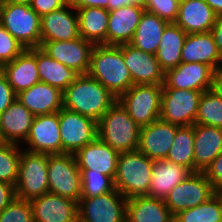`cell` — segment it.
<instances>
[{
    "mask_svg": "<svg viewBox=\"0 0 222 222\" xmlns=\"http://www.w3.org/2000/svg\"><path fill=\"white\" fill-rule=\"evenodd\" d=\"M140 126L117 101L97 122V138L120 152L138 148Z\"/></svg>",
    "mask_w": 222,
    "mask_h": 222,
    "instance_id": "cell-4",
    "label": "cell"
},
{
    "mask_svg": "<svg viewBox=\"0 0 222 222\" xmlns=\"http://www.w3.org/2000/svg\"><path fill=\"white\" fill-rule=\"evenodd\" d=\"M217 15L204 0H180L176 24L187 34L210 32Z\"/></svg>",
    "mask_w": 222,
    "mask_h": 222,
    "instance_id": "cell-27",
    "label": "cell"
},
{
    "mask_svg": "<svg viewBox=\"0 0 222 222\" xmlns=\"http://www.w3.org/2000/svg\"><path fill=\"white\" fill-rule=\"evenodd\" d=\"M24 50V46L0 24V68L13 61Z\"/></svg>",
    "mask_w": 222,
    "mask_h": 222,
    "instance_id": "cell-40",
    "label": "cell"
},
{
    "mask_svg": "<svg viewBox=\"0 0 222 222\" xmlns=\"http://www.w3.org/2000/svg\"><path fill=\"white\" fill-rule=\"evenodd\" d=\"M0 222H33L29 200L15 198L0 212Z\"/></svg>",
    "mask_w": 222,
    "mask_h": 222,
    "instance_id": "cell-39",
    "label": "cell"
},
{
    "mask_svg": "<svg viewBox=\"0 0 222 222\" xmlns=\"http://www.w3.org/2000/svg\"><path fill=\"white\" fill-rule=\"evenodd\" d=\"M80 38L77 11L68 3L41 17V41Z\"/></svg>",
    "mask_w": 222,
    "mask_h": 222,
    "instance_id": "cell-20",
    "label": "cell"
},
{
    "mask_svg": "<svg viewBox=\"0 0 222 222\" xmlns=\"http://www.w3.org/2000/svg\"><path fill=\"white\" fill-rule=\"evenodd\" d=\"M195 124L222 128V97L215 89L202 93Z\"/></svg>",
    "mask_w": 222,
    "mask_h": 222,
    "instance_id": "cell-36",
    "label": "cell"
},
{
    "mask_svg": "<svg viewBox=\"0 0 222 222\" xmlns=\"http://www.w3.org/2000/svg\"><path fill=\"white\" fill-rule=\"evenodd\" d=\"M17 95L40 82L37 68V48L25 49L13 61L0 68Z\"/></svg>",
    "mask_w": 222,
    "mask_h": 222,
    "instance_id": "cell-21",
    "label": "cell"
},
{
    "mask_svg": "<svg viewBox=\"0 0 222 222\" xmlns=\"http://www.w3.org/2000/svg\"><path fill=\"white\" fill-rule=\"evenodd\" d=\"M87 74L117 98L134 85L123 52L115 45H95Z\"/></svg>",
    "mask_w": 222,
    "mask_h": 222,
    "instance_id": "cell-2",
    "label": "cell"
},
{
    "mask_svg": "<svg viewBox=\"0 0 222 222\" xmlns=\"http://www.w3.org/2000/svg\"><path fill=\"white\" fill-rule=\"evenodd\" d=\"M79 170H92L109 176L113 181L117 172L119 152L96 138L75 154Z\"/></svg>",
    "mask_w": 222,
    "mask_h": 222,
    "instance_id": "cell-19",
    "label": "cell"
},
{
    "mask_svg": "<svg viewBox=\"0 0 222 222\" xmlns=\"http://www.w3.org/2000/svg\"><path fill=\"white\" fill-rule=\"evenodd\" d=\"M183 63L197 62L222 73V60L211 32L187 34L181 50Z\"/></svg>",
    "mask_w": 222,
    "mask_h": 222,
    "instance_id": "cell-24",
    "label": "cell"
},
{
    "mask_svg": "<svg viewBox=\"0 0 222 222\" xmlns=\"http://www.w3.org/2000/svg\"><path fill=\"white\" fill-rule=\"evenodd\" d=\"M202 93L197 90L163 88L159 118L178 126L194 125Z\"/></svg>",
    "mask_w": 222,
    "mask_h": 222,
    "instance_id": "cell-9",
    "label": "cell"
},
{
    "mask_svg": "<svg viewBox=\"0 0 222 222\" xmlns=\"http://www.w3.org/2000/svg\"><path fill=\"white\" fill-rule=\"evenodd\" d=\"M8 0H0V4L7 2Z\"/></svg>",
    "mask_w": 222,
    "mask_h": 222,
    "instance_id": "cell-53",
    "label": "cell"
},
{
    "mask_svg": "<svg viewBox=\"0 0 222 222\" xmlns=\"http://www.w3.org/2000/svg\"><path fill=\"white\" fill-rule=\"evenodd\" d=\"M62 154H75L97 138V122L78 112L62 108L59 111Z\"/></svg>",
    "mask_w": 222,
    "mask_h": 222,
    "instance_id": "cell-12",
    "label": "cell"
},
{
    "mask_svg": "<svg viewBox=\"0 0 222 222\" xmlns=\"http://www.w3.org/2000/svg\"><path fill=\"white\" fill-rule=\"evenodd\" d=\"M16 96L5 75L0 70V114L10 106Z\"/></svg>",
    "mask_w": 222,
    "mask_h": 222,
    "instance_id": "cell-44",
    "label": "cell"
},
{
    "mask_svg": "<svg viewBox=\"0 0 222 222\" xmlns=\"http://www.w3.org/2000/svg\"><path fill=\"white\" fill-rule=\"evenodd\" d=\"M175 222H222V196L216 193L208 201L179 212Z\"/></svg>",
    "mask_w": 222,
    "mask_h": 222,
    "instance_id": "cell-35",
    "label": "cell"
},
{
    "mask_svg": "<svg viewBox=\"0 0 222 222\" xmlns=\"http://www.w3.org/2000/svg\"><path fill=\"white\" fill-rule=\"evenodd\" d=\"M178 127L160 118L141 126L137 150L152 160L166 159Z\"/></svg>",
    "mask_w": 222,
    "mask_h": 222,
    "instance_id": "cell-16",
    "label": "cell"
},
{
    "mask_svg": "<svg viewBox=\"0 0 222 222\" xmlns=\"http://www.w3.org/2000/svg\"><path fill=\"white\" fill-rule=\"evenodd\" d=\"M48 154L21 151L18 178L15 185L17 198L30 200L49 192Z\"/></svg>",
    "mask_w": 222,
    "mask_h": 222,
    "instance_id": "cell-7",
    "label": "cell"
},
{
    "mask_svg": "<svg viewBox=\"0 0 222 222\" xmlns=\"http://www.w3.org/2000/svg\"><path fill=\"white\" fill-rule=\"evenodd\" d=\"M37 68L40 82L47 83L63 92L81 74L64 64L54 60L37 48Z\"/></svg>",
    "mask_w": 222,
    "mask_h": 222,
    "instance_id": "cell-33",
    "label": "cell"
},
{
    "mask_svg": "<svg viewBox=\"0 0 222 222\" xmlns=\"http://www.w3.org/2000/svg\"><path fill=\"white\" fill-rule=\"evenodd\" d=\"M33 0H8L7 2L15 4H28L30 5Z\"/></svg>",
    "mask_w": 222,
    "mask_h": 222,
    "instance_id": "cell-52",
    "label": "cell"
},
{
    "mask_svg": "<svg viewBox=\"0 0 222 222\" xmlns=\"http://www.w3.org/2000/svg\"><path fill=\"white\" fill-rule=\"evenodd\" d=\"M123 52V60L134 85L164 84L165 72L161 69L154 54L136 49L130 44L118 45Z\"/></svg>",
    "mask_w": 222,
    "mask_h": 222,
    "instance_id": "cell-17",
    "label": "cell"
},
{
    "mask_svg": "<svg viewBox=\"0 0 222 222\" xmlns=\"http://www.w3.org/2000/svg\"><path fill=\"white\" fill-rule=\"evenodd\" d=\"M108 1L109 0H68V3L75 10L85 7H98L108 11Z\"/></svg>",
    "mask_w": 222,
    "mask_h": 222,
    "instance_id": "cell-46",
    "label": "cell"
},
{
    "mask_svg": "<svg viewBox=\"0 0 222 222\" xmlns=\"http://www.w3.org/2000/svg\"><path fill=\"white\" fill-rule=\"evenodd\" d=\"M120 7H123L122 0H109L108 1V11H113Z\"/></svg>",
    "mask_w": 222,
    "mask_h": 222,
    "instance_id": "cell-51",
    "label": "cell"
},
{
    "mask_svg": "<svg viewBox=\"0 0 222 222\" xmlns=\"http://www.w3.org/2000/svg\"><path fill=\"white\" fill-rule=\"evenodd\" d=\"M163 85H132L117 101L141 127L159 119Z\"/></svg>",
    "mask_w": 222,
    "mask_h": 222,
    "instance_id": "cell-6",
    "label": "cell"
},
{
    "mask_svg": "<svg viewBox=\"0 0 222 222\" xmlns=\"http://www.w3.org/2000/svg\"><path fill=\"white\" fill-rule=\"evenodd\" d=\"M63 92L43 82L21 91L16 98L34 115L59 112L63 108Z\"/></svg>",
    "mask_w": 222,
    "mask_h": 222,
    "instance_id": "cell-26",
    "label": "cell"
},
{
    "mask_svg": "<svg viewBox=\"0 0 222 222\" xmlns=\"http://www.w3.org/2000/svg\"><path fill=\"white\" fill-rule=\"evenodd\" d=\"M214 11L217 17H222V0H204Z\"/></svg>",
    "mask_w": 222,
    "mask_h": 222,
    "instance_id": "cell-48",
    "label": "cell"
},
{
    "mask_svg": "<svg viewBox=\"0 0 222 222\" xmlns=\"http://www.w3.org/2000/svg\"><path fill=\"white\" fill-rule=\"evenodd\" d=\"M191 173L184 166L167 159L154 160L148 196L165 200L169 192Z\"/></svg>",
    "mask_w": 222,
    "mask_h": 222,
    "instance_id": "cell-28",
    "label": "cell"
},
{
    "mask_svg": "<svg viewBox=\"0 0 222 222\" xmlns=\"http://www.w3.org/2000/svg\"><path fill=\"white\" fill-rule=\"evenodd\" d=\"M63 107L96 122L116 102L117 97L88 74H81L63 91Z\"/></svg>",
    "mask_w": 222,
    "mask_h": 222,
    "instance_id": "cell-1",
    "label": "cell"
},
{
    "mask_svg": "<svg viewBox=\"0 0 222 222\" xmlns=\"http://www.w3.org/2000/svg\"><path fill=\"white\" fill-rule=\"evenodd\" d=\"M180 0H148L145 10L156 14L168 23H175L179 13Z\"/></svg>",
    "mask_w": 222,
    "mask_h": 222,
    "instance_id": "cell-41",
    "label": "cell"
},
{
    "mask_svg": "<svg viewBox=\"0 0 222 222\" xmlns=\"http://www.w3.org/2000/svg\"><path fill=\"white\" fill-rule=\"evenodd\" d=\"M148 0H122L123 7L129 5H137L145 9Z\"/></svg>",
    "mask_w": 222,
    "mask_h": 222,
    "instance_id": "cell-49",
    "label": "cell"
},
{
    "mask_svg": "<svg viewBox=\"0 0 222 222\" xmlns=\"http://www.w3.org/2000/svg\"><path fill=\"white\" fill-rule=\"evenodd\" d=\"M168 24L167 21L159 18L156 14L145 10L129 44L136 49L155 55Z\"/></svg>",
    "mask_w": 222,
    "mask_h": 222,
    "instance_id": "cell-31",
    "label": "cell"
},
{
    "mask_svg": "<svg viewBox=\"0 0 222 222\" xmlns=\"http://www.w3.org/2000/svg\"><path fill=\"white\" fill-rule=\"evenodd\" d=\"M154 160L139 150L120 152L114 187L127 200L148 196Z\"/></svg>",
    "mask_w": 222,
    "mask_h": 222,
    "instance_id": "cell-3",
    "label": "cell"
},
{
    "mask_svg": "<svg viewBox=\"0 0 222 222\" xmlns=\"http://www.w3.org/2000/svg\"><path fill=\"white\" fill-rule=\"evenodd\" d=\"M216 192L203 172L191 173L175 186L165 198V205L174 217L181 211L208 201Z\"/></svg>",
    "mask_w": 222,
    "mask_h": 222,
    "instance_id": "cell-11",
    "label": "cell"
},
{
    "mask_svg": "<svg viewBox=\"0 0 222 222\" xmlns=\"http://www.w3.org/2000/svg\"><path fill=\"white\" fill-rule=\"evenodd\" d=\"M187 33L176 23H169L163 32L155 54L161 69L166 72L177 67L181 62V50Z\"/></svg>",
    "mask_w": 222,
    "mask_h": 222,
    "instance_id": "cell-32",
    "label": "cell"
},
{
    "mask_svg": "<svg viewBox=\"0 0 222 222\" xmlns=\"http://www.w3.org/2000/svg\"><path fill=\"white\" fill-rule=\"evenodd\" d=\"M68 4V0H33L30 7L40 16L62 8Z\"/></svg>",
    "mask_w": 222,
    "mask_h": 222,
    "instance_id": "cell-43",
    "label": "cell"
},
{
    "mask_svg": "<svg viewBox=\"0 0 222 222\" xmlns=\"http://www.w3.org/2000/svg\"><path fill=\"white\" fill-rule=\"evenodd\" d=\"M21 147L34 153L62 154L59 112L35 116L29 136Z\"/></svg>",
    "mask_w": 222,
    "mask_h": 222,
    "instance_id": "cell-13",
    "label": "cell"
},
{
    "mask_svg": "<svg viewBox=\"0 0 222 222\" xmlns=\"http://www.w3.org/2000/svg\"><path fill=\"white\" fill-rule=\"evenodd\" d=\"M194 173V131L193 125L179 126L172 147L166 157Z\"/></svg>",
    "mask_w": 222,
    "mask_h": 222,
    "instance_id": "cell-34",
    "label": "cell"
},
{
    "mask_svg": "<svg viewBox=\"0 0 222 222\" xmlns=\"http://www.w3.org/2000/svg\"><path fill=\"white\" fill-rule=\"evenodd\" d=\"M210 32L213 35L218 53L222 60V17H217L215 24L213 25Z\"/></svg>",
    "mask_w": 222,
    "mask_h": 222,
    "instance_id": "cell-47",
    "label": "cell"
},
{
    "mask_svg": "<svg viewBox=\"0 0 222 222\" xmlns=\"http://www.w3.org/2000/svg\"><path fill=\"white\" fill-rule=\"evenodd\" d=\"M82 190L81 197L98 196L115 189L114 181L102 173L92 170H80Z\"/></svg>",
    "mask_w": 222,
    "mask_h": 222,
    "instance_id": "cell-38",
    "label": "cell"
},
{
    "mask_svg": "<svg viewBox=\"0 0 222 222\" xmlns=\"http://www.w3.org/2000/svg\"><path fill=\"white\" fill-rule=\"evenodd\" d=\"M127 199L116 189L93 196L81 197L78 220L81 222H126Z\"/></svg>",
    "mask_w": 222,
    "mask_h": 222,
    "instance_id": "cell-10",
    "label": "cell"
},
{
    "mask_svg": "<svg viewBox=\"0 0 222 222\" xmlns=\"http://www.w3.org/2000/svg\"><path fill=\"white\" fill-rule=\"evenodd\" d=\"M80 37L95 45H106L109 11L98 7L77 9Z\"/></svg>",
    "mask_w": 222,
    "mask_h": 222,
    "instance_id": "cell-30",
    "label": "cell"
},
{
    "mask_svg": "<svg viewBox=\"0 0 222 222\" xmlns=\"http://www.w3.org/2000/svg\"><path fill=\"white\" fill-rule=\"evenodd\" d=\"M16 198L15 186L0 181V212Z\"/></svg>",
    "mask_w": 222,
    "mask_h": 222,
    "instance_id": "cell-45",
    "label": "cell"
},
{
    "mask_svg": "<svg viewBox=\"0 0 222 222\" xmlns=\"http://www.w3.org/2000/svg\"><path fill=\"white\" fill-rule=\"evenodd\" d=\"M33 222H76L78 203L73 199L47 192L29 200Z\"/></svg>",
    "mask_w": 222,
    "mask_h": 222,
    "instance_id": "cell-18",
    "label": "cell"
},
{
    "mask_svg": "<svg viewBox=\"0 0 222 222\" xmlns=\"http://www.w3.org/2000/svg\"><path fill=\"white\" fill-rule=\"evenodd\" d=\"M0 24L25 49L40 47L41 17L28 4H0Z\"/></svg>",
    "mask_w": 222,
    "mask_h": 222,
    "instance_id": "cell-5",
    "label": "cell"
},
{
    "mask_svg": "<svg viewBox=\"0 0 222 222\" xmlns=\"http://www.w3.org/2000/svg\"><path fill=\"white\" fill-rule=\"evenodd\" d=\"M126 222H172L164 200L150 196L128 199L126 202Z\"/></svg>",
    "mask_w": 222,
    "mask_h": 222,
    "instance_id": "cell-29",
    "label": "cell"
},
{
    "mask_svg": "<svg viewBox=\"0 0 222 222\" xmlns=\"http://www.w3.org/2000/svg\"><path fill=\"white\" fill-rule=\"evenodd\" d=\"M214 89L220 94L222 97V73L217 74L215 78Z\"/></svg>",
    "mask_w": 222,
    "mask_h": 222,
    "instance_id": "cell-50",
    "label": "cell"
},
{
    "mask_svg": "<svg viewBox=\"0 0 222 222\" xmlns=\"http://www.w3.org/2000/svg\"><path fill=\"white\" fill-rule=\"evenodd\" d=\"M49 192L73 199L81 198V172L74 154H54L48 156Z\"/></svg>",
    "mask_w": 222,
    "mask_h": 222,
    "instance_id": "cell-8",
    "label": "cell"
},
{
    "mask_svg": "<svg viewBox=\"0 0 222 222\" xmlns=\"http://www.w3.org/2000/svg\"><path fill=\"white\" fill-rule=\"evenodd\" d=\"M95 44L80 37L70 41H40V49L54 60L87 74Z\"/></svg>",
    "mask_w": 222,
    "mask_h": 222,
    "instance_id": "cell-14",
    "label": "cell"
},
{
    "mask_svg": "<svg viewBox=\"0 0 222 222\" xmlns=\"http://www.w3.org/2000/svg\"><path fill=\"white\" fill-rule=\"evenodd\" d=\"M22 147L15 143H0V181L16 185Z\"/></svg>",
    "mask_w": 222,
    "mask_h": 222,
    "instance_id": "cell-37",
    "label": "cell"
},
{
    "mask_svg": "<svg viewBox=\"0 0 222 222\" xmlns=\"http://www.w3.org/2000/svg\"><path fill=\"white\" fill-rule=\"evenodd\" d=\"M194 131V173L204 172L222 152V128L193 125Z\"/></svg>",
    "mask_w": 222,
    "mask_h": 222,
    "instance_id": "cell-25",
    "label": "cell"
},
{
    "mask_svg": "<svg viewBox=\"0 0 222 222\" xmlns=\"http://www.w3.org/2000/svg\"><path fill=\"white\" fill-rule=\"evenodd\" d=\"M34 115L16 98L0 114L1 142L22 145L29 136Z\"/></svg>",
    "mask_w": 222,
    "mask_h": 222,
    "instance_id": "cell-22",
    "label": "cell"
},
{
    "mask_svg": "<svg viewBox=\"0 0 222 222\" xmlns=\"http://www.w3.org/2000/svg\"><path fill=\"white\" fill-rule=\"evenodd\" d=\"M145 9L137 5L120 7L109 11L106 45L129 44Z\"/></svg>",
    "mask_w": 222,
    "mask_h": 222,
    "instance_id": "cell-23",
    "label": "cell"
},
{
    "mask_svg": "<svg viewBox=\"0 0 222 222\" xmlns=\"http://www.w3.org/2000/svg\"><path fill=\"white\" fill-rule=\"evenodd\" d=\"M216 193L222 192V152L211 162L203 172Z\"/></svg>",
    "mask_w": 222,
    "mask_h": 222,
    "instance_id": "cell-42",
    "label": "cell"
},
{
    "mask_svg": "<svg viewBox=\"0 0 222 222\" xmlns=\"http://www.w3.org/2000/svg\"><path fill=\"white\" fill-rule=\"evenodd\" d=\"M216 76L217 73L207 64L181 62L165 72L163 88L205 92L214 89Z\"/></svg>",
    "mask_w": 222,
    "mask_h": 222,
    "instance_id": "cell-15",
    "label": "cell"
}]
</instances>
